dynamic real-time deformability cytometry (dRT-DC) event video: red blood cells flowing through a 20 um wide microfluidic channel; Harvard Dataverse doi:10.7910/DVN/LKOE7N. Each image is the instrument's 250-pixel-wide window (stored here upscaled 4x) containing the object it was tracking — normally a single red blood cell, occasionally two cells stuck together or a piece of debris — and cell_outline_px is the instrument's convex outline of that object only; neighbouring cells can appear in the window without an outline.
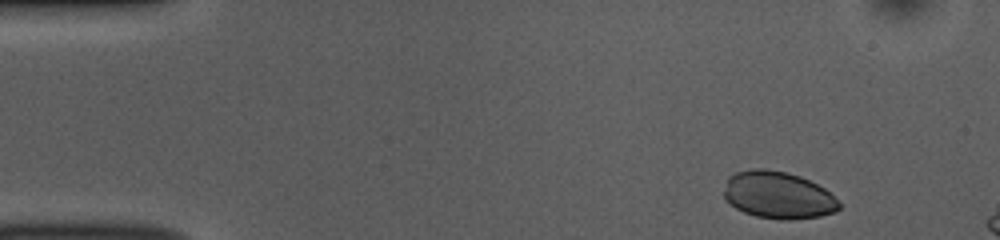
{"species": "common noctule bat (a hibernating species)", "species_latin": "Nyctalus noctula", "temperature_condition": "room temperature", "stored_images_in_passage": 9, "camera_frame_rate_fps": 3000, "um_per_image_px": 0.085, "animal": {"sex": "female", "body_mass_g": 10.0, "forearm_length_mm": 53.1}, "frame": {"image": 1, "passage_image": 2, "time_ms": 0.333, "image_size_px": [1000, 240], "cell_outline_px": [[840, 208], [836, 212], [820, 216], [788, 220], [784, 220], [756, 216], [744, 212], [736, 208], [724, 200], [724, 192], [728, 176], [736, 172], [756, 168], [764, 168], [788, 172], [800, 176], [824, 188], [840, 204]], "centroid_in_image_um": [66.11, 16.58], "position_along_channel_um": 18.9, "area_um2": 31.62}}